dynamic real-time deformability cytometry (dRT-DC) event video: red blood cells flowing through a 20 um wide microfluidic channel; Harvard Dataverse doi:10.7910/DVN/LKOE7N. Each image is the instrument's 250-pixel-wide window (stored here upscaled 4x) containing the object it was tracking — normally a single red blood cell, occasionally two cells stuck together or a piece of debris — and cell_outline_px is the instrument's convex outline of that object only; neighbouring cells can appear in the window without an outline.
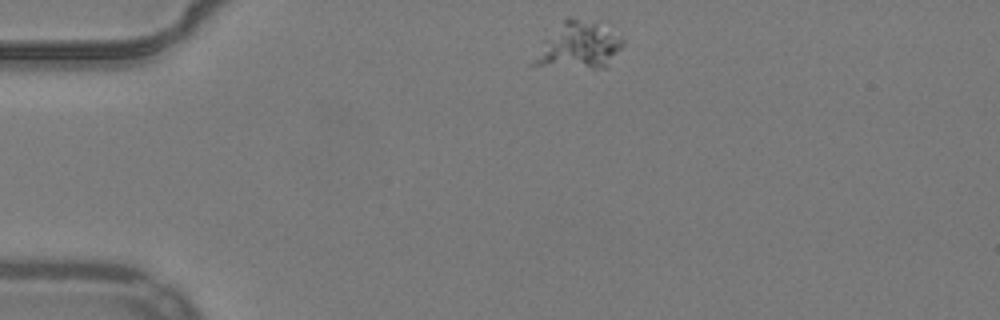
{"species": "common noctule bat (a hibernating species)", "species_latin": "Nyctalus noctula", "temperature_condition": "warm", "stored_images_in_passage": 10, "camera_frame_rate_fps": 3000, "um_per_image_px": 0.085, "animal": {"sex": "male", "body_mass_g": 19.2, "forearm_length_mm": 51.8}, "frame": {"image": 1, "passage_image": 1, "time_ms": 0.0, "image_size_px": [1000, 320], "cell_outline_px": [[624, 44], [608, 68], [592, 68], [528, 64], [544, 40], [568, 16], [572, 16], [596, 24], [620, 36], [624, 40]], "centroid_in_image_um": [49.2, 3.9], "position_along_channel_um": 35.8, "area_um2": 23.76}}
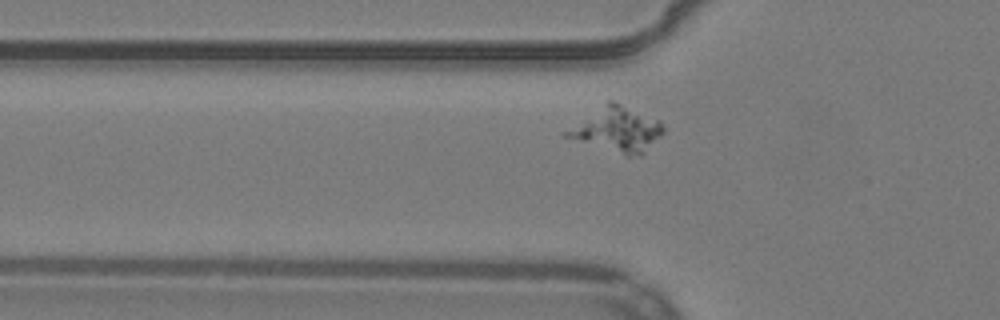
{"frame": {"image": 2, "passage_image": 8, "time_ms": 2.333, "image_size_px": [1000, 320], "cell_outline_px": [[664, 132], [640, 156], [624, 156], [564, 136], [560, 132], [608, 100], [616, 100], [660, 120], [664, 128]], "centroid_in_image_um": [52.42, 10.98], "position_along_channel_um": 73.4, "area_um2": 25.61}}